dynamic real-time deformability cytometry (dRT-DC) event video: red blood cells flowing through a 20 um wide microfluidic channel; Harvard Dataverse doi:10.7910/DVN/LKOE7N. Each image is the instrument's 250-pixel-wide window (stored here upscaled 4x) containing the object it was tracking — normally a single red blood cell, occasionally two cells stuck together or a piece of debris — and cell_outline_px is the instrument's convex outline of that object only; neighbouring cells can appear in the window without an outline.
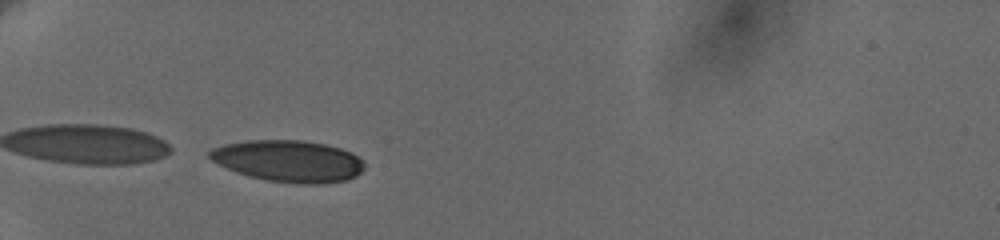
{"species": "human", "species_latin": "Homo sapiens", "temperature_condition": "cold", "stored_images_in_passage": 26, "camera_frame_rate_fps": 3000, "um_per_image_px": 0.085, "donor": {"sex": "female"}, "frame": {"image": 1, "passage_image": 1, "time_ms": 0.0, "image_size_px": [1000, 240], "cell_outline_px": [[364, 168], [356, 176], [348, 180], [316, 184], [300, 184], [268, 180], [248, 176], [236, 172], [212, 160], [208, 156], [208, 152], [212, 148], [224, 144], [248, 140], [304, 140], [324, 144], [340, 148], [352, 152], [364, 160]], "centroid_in_image_um": [24.55, 13.68], "position_along_channel_um": 60.5, "area_um2": 37.63}}
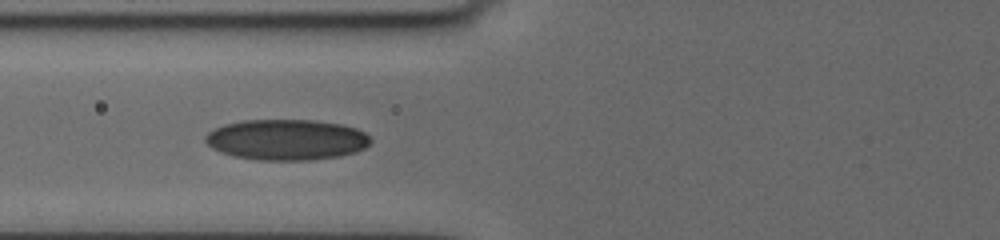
{"frame": {"image": 2, "passage_image": 14, "time_ms": 1.667, "image_size_px": [1000, 240], "cell_outline_px": [[372, 140], [364, 148], [356, 152], [340, 156], [308, 160], [256, 160], [232, 156], [220, 152], [212, 148], [204, 140], [204, 136], [208, 132], [224, 124], [244, 120], [312, 120], [340, 124], [356, 128], [364, 132]], "centroid_in_image_um": [24.33, 11.88], "position_along_channel_um": 101.5, "area_um2": 39.3}}
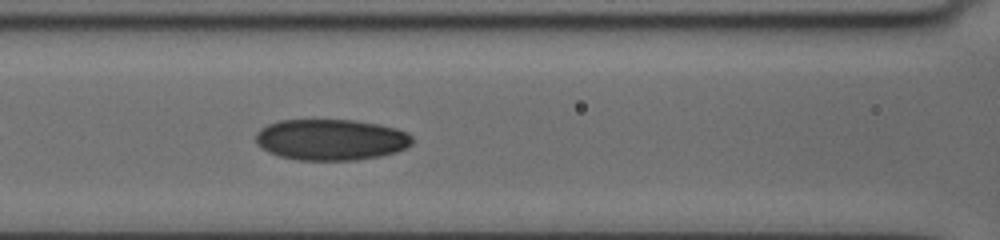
{"frame": {"image": 3, "passage_image": 22, "time_ms": 2.667, "image_size_px": [1000, 240], "cell_outline_px": [[412, 144], [408, 148], [396, 152], [380, 156], [356, 160], [300, 160], [280, 156], [268, 152], [260, 148], [256, 144], [256, 132], [260, 128], [268, 124], [280, 120], [356, 120], [380, 124], [396, 128], [408, 132], [412, 136]], "centroid_in_image_um": [28.15, 11.87], "position_along_channel_um": 138.5, "area_um2": 37.86}}